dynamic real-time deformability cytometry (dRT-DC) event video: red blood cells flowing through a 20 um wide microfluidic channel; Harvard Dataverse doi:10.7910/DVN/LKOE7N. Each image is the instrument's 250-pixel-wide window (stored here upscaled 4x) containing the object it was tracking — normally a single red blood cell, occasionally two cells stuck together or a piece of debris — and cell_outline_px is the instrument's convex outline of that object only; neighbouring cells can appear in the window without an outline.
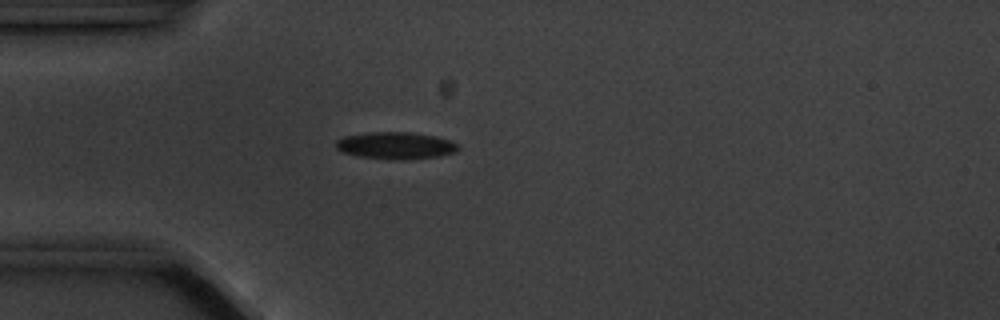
{"species": "common noctule bat (a hibernating species)", "species_latin": "Nyctalus noctula", "temperature_condition": "cold", "stored_images_in_passage": 5, "camera_frame_rate_fps": 3000, "um_per_image_px": 0.085, "animal": {"sex": "male", "body_mass_g": 20.1, "forearm_length_mm": 53.5}, "frame": {"image": 1, "passage_image": 4, "time_ms": 3.667, "image_size_px": [1000, 320], "cell_outline_px": [[460, 148], [456, 152], [440, 156], [360, 156], [340, 152], [336, 148], [336, 140], [344, 136], [368, 132], [408, 132], [436, 136], [448, 140], [456, 144]], "centroid_in_image_um": [33.59, 12.3], "position_along_channel_um": 51.4, "area_um2": 18.03}}